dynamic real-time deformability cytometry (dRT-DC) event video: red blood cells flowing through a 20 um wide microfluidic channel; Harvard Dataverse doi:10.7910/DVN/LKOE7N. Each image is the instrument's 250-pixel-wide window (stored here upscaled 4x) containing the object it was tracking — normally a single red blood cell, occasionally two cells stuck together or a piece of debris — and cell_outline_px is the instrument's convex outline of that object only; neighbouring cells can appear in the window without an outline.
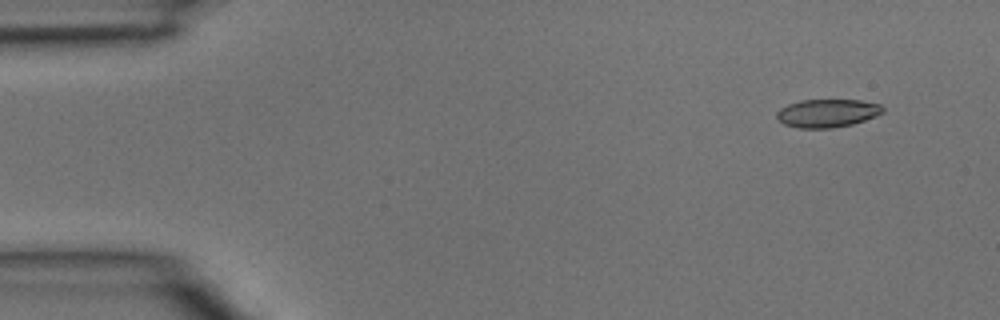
{"species": "common noctule bat (a hibernating species)", "species_latin": "Nyctalus noctula", "temperature_condition": "room temperature", "stored_images_in_passage": 3, "camera_frame_rate_fps": 3000, "um_per_image_px": 0.085, "animal": {"sex": "male", "body_mass_g": 15.6}, "frame": {"image": 1, "passage_image": 1, "time_ms": 0.0, "image_size_px": [1000, 320], "cell_outline_px": [[884, 112], [876, 116], [852, 124], [832, 128], [796, 128], [784, 124], [776, 116], [776, 112], [780, 108], [788, 104], [800, 100], [860, 100], [880, 104], [884, 108]], "centroid_in_image_um": [70.32, 9.62], "position_along_channel_um": 14.7, "area_um2": 17.46}}